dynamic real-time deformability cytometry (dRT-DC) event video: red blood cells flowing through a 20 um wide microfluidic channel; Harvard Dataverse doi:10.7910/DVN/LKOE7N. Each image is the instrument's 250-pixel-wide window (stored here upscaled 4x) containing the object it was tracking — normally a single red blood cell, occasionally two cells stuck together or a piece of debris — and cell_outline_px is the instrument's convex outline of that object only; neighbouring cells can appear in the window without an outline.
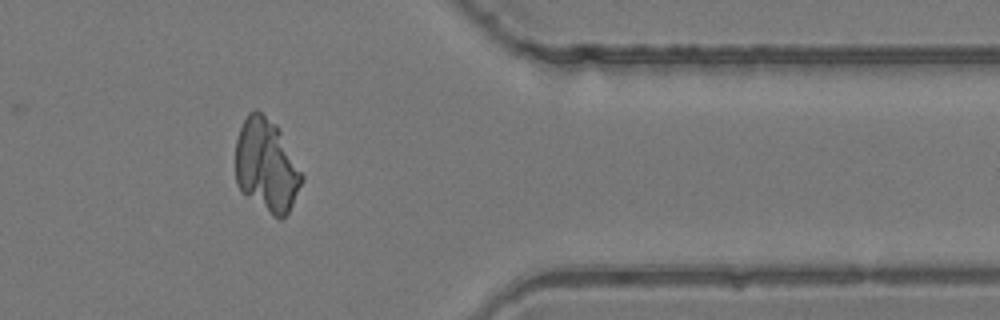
{"species": "common noctule bat (a hibernating species)", "species_latin": "Nyctalus noctula", "temperature_condition": "room temperature", "stored_images_in_passage": 49, "camera_frame_rate_fps": 3000, "um_per_image_px": 0.085, "animal": {"sex": "female", "body_mass_g": 24.6, "forearm_length_mm": 56.2}, "frame": {"image": 1, "passage_image": 40, "time_ms": 13.0, "image_size_px": [1000, 320], "cell_outline_px": [[304, 180], [288, 212], [280, 220], [272, 216], [240, 192], [236, 184], [236, 140], [240, 128], [248, 112], [256, 108], [276, 124], [304, 176]], "centroid_in_image_um": [22.64, 14.08], "position_along_channel_um": 388.8, "area_um2": 36.07}}
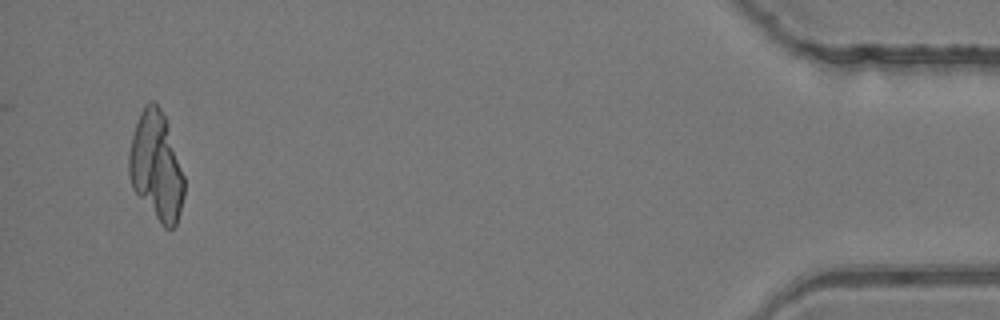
{"frame": {"image": 2, "passage_image": 47, "time_ms": 15.333, "image_size_px": [1000, 320], "cell_outline_px": [[184, 196], [180, 212], [176, 224], [172, 228], [164, 228], [160, 224], [132, 188], [128, 176], [128, 152], [132, 136], [140, 112], [144, 104], [148, 100], [152, 100], [160, 108], [168, 124], [184, 176]], "centroid_in_image_um": [13.27, 14.13], "position_along_channel_um": 421.9, "area_um2": 35.03}}